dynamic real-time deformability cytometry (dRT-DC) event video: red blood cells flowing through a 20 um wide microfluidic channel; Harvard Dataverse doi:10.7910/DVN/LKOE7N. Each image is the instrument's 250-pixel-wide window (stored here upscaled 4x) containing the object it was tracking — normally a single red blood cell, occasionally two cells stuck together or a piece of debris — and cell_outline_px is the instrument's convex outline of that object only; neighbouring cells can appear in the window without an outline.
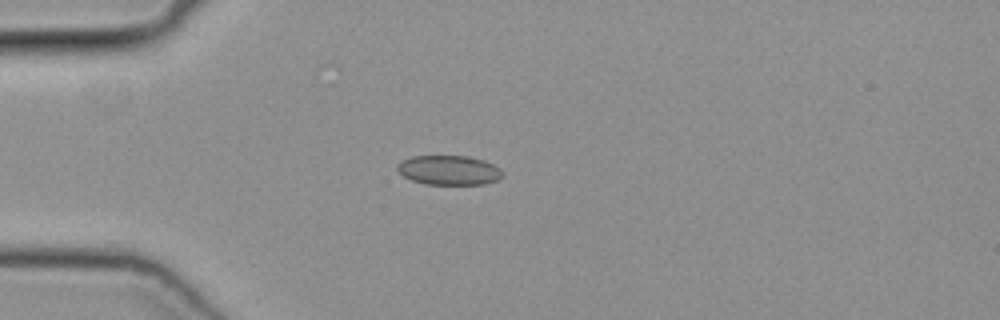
{"species": "common noctule bat (a hibernating species)", "species_latin": "Nyctalus noctula", "temperature_condition": "cold", "stored_images_in_passage": 37, "camera_frame_rate_fps": 3000, "um_per_image_px": 0.085, "animal": {"sex": "female", "body_mass_g": 19.3, "forearm_length_mm": 54.1}, "frame": {"image": 1, "passage_image": 1, "time_ms": 0.0, "image_size_px": [1000, 320], "cell_outline_px": [[504, 176], [496, 180], [484, 184], [424, 184], [412, 180], [404, 176], [396, 168], [396, 164], [400, 160], [412, 156], [468, 156], [484, 160], [500, 168], [504, 172]], "centroid_in_image_um": [38.16, 14.46], "position_along_channel_um": 46.8, "area_um2": 18.21}}
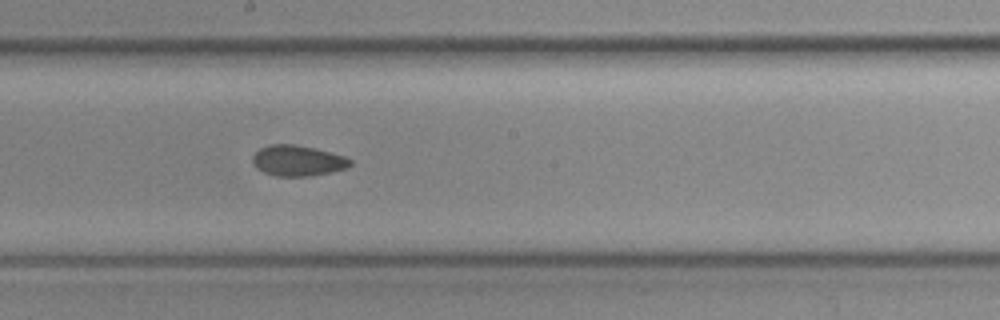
{"frame": {"image": 2, "passage_image": 15, "time_ms": 4.667, "image_size_px": [1000, 320], "cell_outline_px": [[352, 164], [348, 168], [332, 172], [312, 176], [276, 176], [264, 172], [256, 168], [252, 164], [252, 156], [260, 148], [272, 144], [292, 144], [312, 148], [344, 156], [352, 160]], "centroid_in_image_um": [25.3, 13.67], "position_along_channel_um": 222.9, "area_um2": 17.46}}
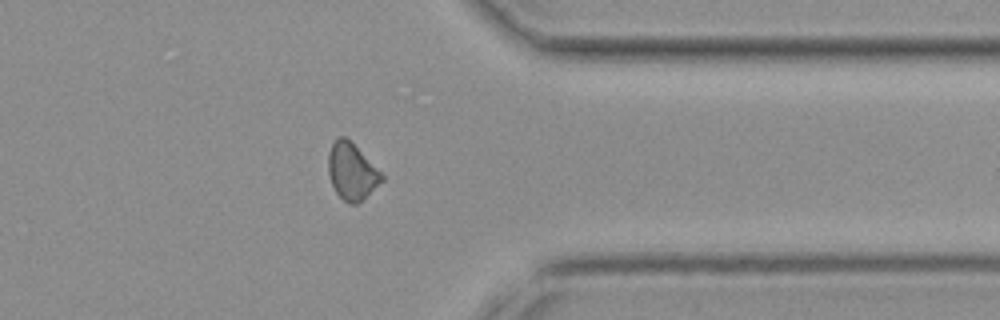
{"frame": {"image": 3, "passage_image": 27, "time_ms": 8.667, "image_size_px": [1000, 320], "cell_outline_px": [[384, 180], [356, 204], [348, 204], [336, 192], [332, 184], [328, 172], [328, 152], [336, 136], [344, 136], [384, 176]], "centroid_in_image_um": [29.86, 14.58], "position_along_channel_um": 381.5, "area_um2": 17.11}}